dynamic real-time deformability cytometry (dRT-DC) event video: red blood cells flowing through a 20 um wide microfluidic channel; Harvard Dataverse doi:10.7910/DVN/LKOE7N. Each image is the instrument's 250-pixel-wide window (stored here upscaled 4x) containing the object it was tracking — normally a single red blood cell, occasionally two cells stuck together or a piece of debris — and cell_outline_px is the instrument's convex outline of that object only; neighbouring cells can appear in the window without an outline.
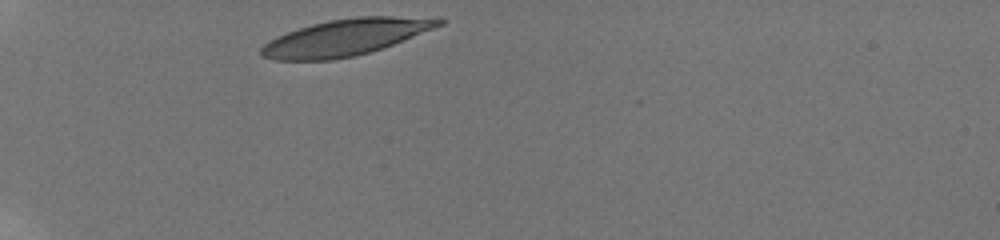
{"species": "human", "species_latin": "Homo sapiens", "temperature_condition": "room temperature", "stored_images_in_passage": 3, "camera_frame_rate_fps": 3000, "um_per_image_px": 0.085, "donor": {"sex": "male"}, "frame": {"image": 1, "passage_image": 1, "time_ms": 0.0, "image_size_px": [1000, 240], "cell_outline_px": [[448, 20], [444, 24], [392, 44], [356, 56], [332, 60], [272, 60], [260, 56], [260, 48], [268, 40], [288, 32], [312, 24], [328, 20], [356, 16], [440, 16]], "centroid_in_image_um": [29.42, 3.15], "position_along_channel_um": 55.6, "area_um2": 37.97}}